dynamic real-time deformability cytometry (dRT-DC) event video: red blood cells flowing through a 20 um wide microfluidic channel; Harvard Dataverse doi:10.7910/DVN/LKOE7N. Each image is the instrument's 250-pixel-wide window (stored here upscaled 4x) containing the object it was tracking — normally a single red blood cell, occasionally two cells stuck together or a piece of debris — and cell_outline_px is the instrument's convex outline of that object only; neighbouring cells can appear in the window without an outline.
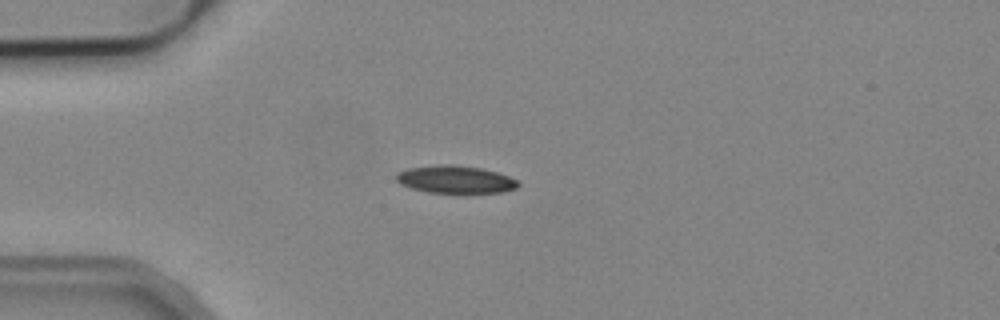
{"species": "common noctule bat (a hibernating species)", "species_latin": "Nyctalus noctula", "temperature_condition": "cold", "stored_images_in_passage": 5, "camera_frame_rate_fps": 3000, "um_per_image_px": 0.085, "animal": {"sex": "male", "body_mass_g": 19.2, "forearm_length_mm": 51.8}, "frame": {"image": 1, "passage_image": 5, "time_ms": 5.667, "image_size_px": [1000, 320], "cell_outline_px": [[520, 184], [516, 188], [504, 192], [428, 192], [412, 188], [400, 184], [396, 180], [396, 172], [408, 168], [440, 164], [452, 164], [480, 168], [496, 172], [508, 176], [516, 180]], "centroid_in_image_um": [38.68, 15.24], "position_along_channel_um": 46.3, "area_um2": 19.42}}